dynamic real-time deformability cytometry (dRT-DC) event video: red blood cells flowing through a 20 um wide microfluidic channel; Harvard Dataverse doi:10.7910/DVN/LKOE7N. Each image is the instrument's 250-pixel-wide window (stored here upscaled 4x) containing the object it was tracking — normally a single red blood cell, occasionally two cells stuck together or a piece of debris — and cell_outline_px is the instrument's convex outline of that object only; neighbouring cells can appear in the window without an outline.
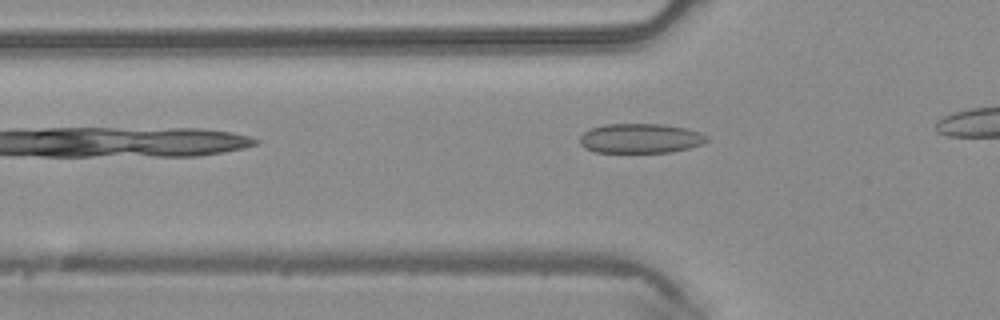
{"species": "common noctule bat (a hibernating species)", "species_latin": "Nyctalus noctula", "temperature_condition": "warm", "stored_images_in_passage": 12, "camera_frame_rate_fps": 3000, "um_per_image_px": 0.085, "animal": {"sex": "male", "body_mass_g": 20.4}, "frame": {"image": 1, "passage_image": 4, "time_ms": 1.0, "image_size_px": [1000, 320], "cell_outline_px": [[708, 140], [692, 148], [672, 152], [596, 152], [584, 148], [580, 144], [580, 136], [584, 132], [592, 128], [604, 124], [660, 124], [688, 128], [700, 132], [708, 136]], "centroid_in_image_um": [54.46, 11.76], "position_along_channel_um": 71.3, "area_um2": 22.02}}
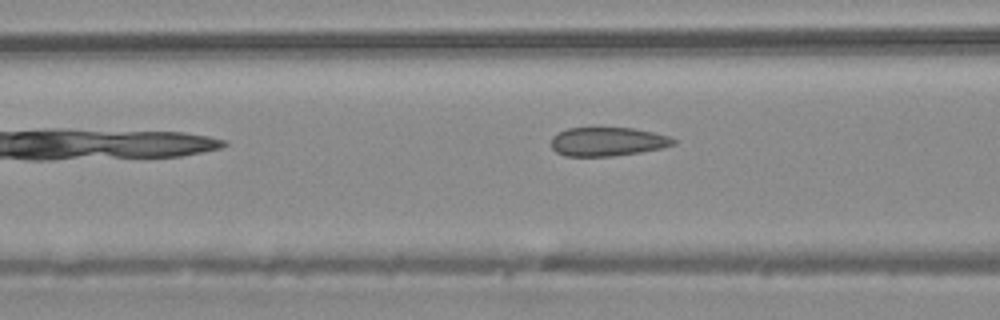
{"frame": {"image": 2, "passage_image": 7, "time_ms": 2.0, "image_size_px": [1000, 320], "cell_outline_px": [[676, 144], [660, 148], [640, 152], [612, 156], [564, 156], [556, 152], [552, 148], [552, 136], [568, 128], [632, 128], [652, 132], [668, 136], [676, 140]], "centroid_in_image_um": [51.63, 12.04], "position_along_channel_um": 115.0, "area_um2": 20.35}}
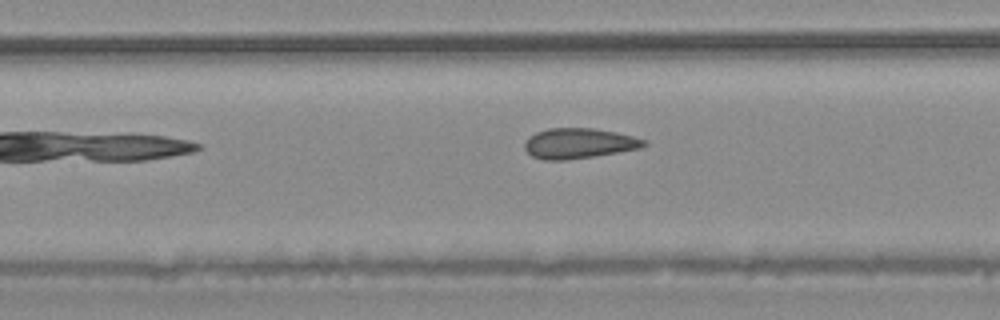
{"frame": {"image": 3, "passage_image": 10, "time_ms": 3.0, "image_size_px": [1000, 320], "cell_outline_px": [[648, 144], [640, 148], [568, 160], [544, 160], [532, 156], [524, 148], [524, 144], [536, 132], [548, 128], [592, 128], [616, 132], [648, 140]], "centroid_in_image_um": [49.22, 12.18], "position_along_channel_um": 158.2, "area_um2": 20.87}}